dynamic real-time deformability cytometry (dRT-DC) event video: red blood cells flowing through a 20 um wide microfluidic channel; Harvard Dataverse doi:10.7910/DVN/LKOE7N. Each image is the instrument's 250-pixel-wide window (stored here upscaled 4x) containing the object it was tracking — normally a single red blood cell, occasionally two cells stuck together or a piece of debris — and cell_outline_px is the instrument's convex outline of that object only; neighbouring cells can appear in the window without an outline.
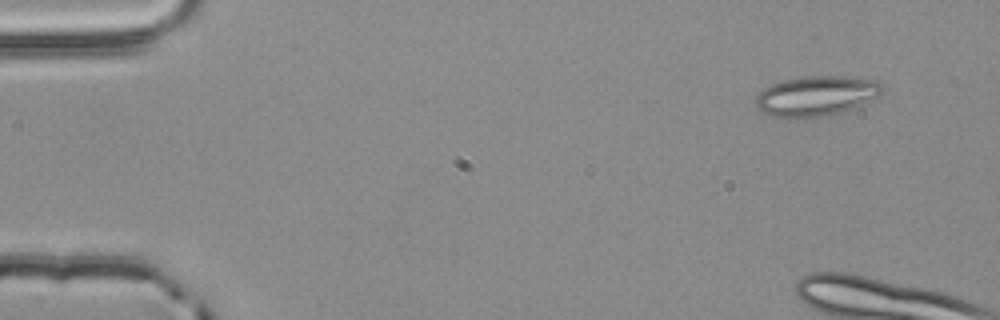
{"species": "common noctule bat (a hibernating species)", "species_latin": "Nyctalus noctula", "temperature_condition": "room temperature", "stored_images_in_passage": 5, "camera_frame_rate_fps": 3000, "um_per_image_px": 0.085, "animal": {"sex": "male", "body_mass_g": 20.4}, "frame": {"image": 1, "passage_image": 5, "time_ms": 1.333, "image_size_px": [1000, 320], "cell_outline_px": [[880, 92], [876, 96], [840, 112], [824, 116], [772, 116], [756, 108], [756, 96], [764, 88], [772, 84], [784, 80], [808, 76], [848, 76], [876, 80], [880, 84]], "centroid_in_image_um": [69.32, 8.12], "position_along_channel_um": 15.7, "area_um2": 28.44}}